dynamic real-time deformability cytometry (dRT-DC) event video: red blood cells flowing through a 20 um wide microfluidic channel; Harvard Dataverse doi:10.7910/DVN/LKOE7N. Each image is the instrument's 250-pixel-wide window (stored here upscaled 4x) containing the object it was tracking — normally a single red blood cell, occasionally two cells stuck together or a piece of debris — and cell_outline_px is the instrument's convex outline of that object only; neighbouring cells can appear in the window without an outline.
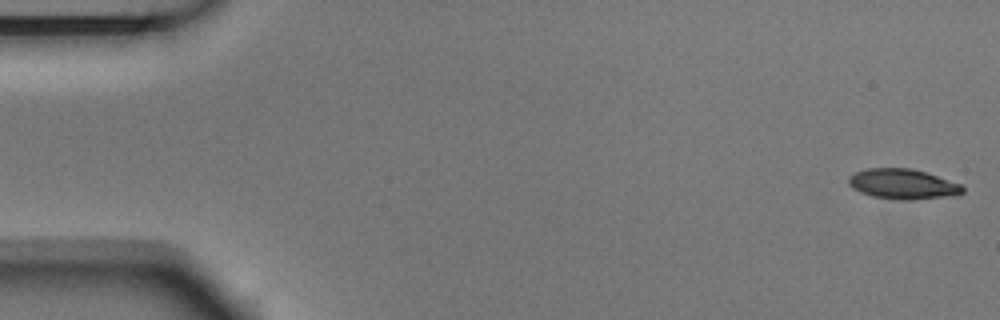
{"species": "Egyptian fruit bat (a non-hibernating species)", "species_latin": "Rousettus aegyptiacus", "temperature_condition": "room temperature", "stored_images_in_passage": 5, "camera_frame_rate_fps": 3000, "um_per_image_px": 0.085, "animal": {"sex": "male"}, "frame": {"image": 1, "passage_image": 1, "time_ms": 0.0, "image_size_px": [1000, 320], "cell_outline_px": [[964, 192], [956, 196], [908, 200], [904, 200], [872, 196], [860, 192], [852, 188], [848, 184], [848, 176], [856, 172], [868, 168], [912, 168], [960, 184], [964, 188]], "centroid_in_image_um": [76.73, 15.65], "position_along_channel_um": 8.3, "area_um2": 20.0}}
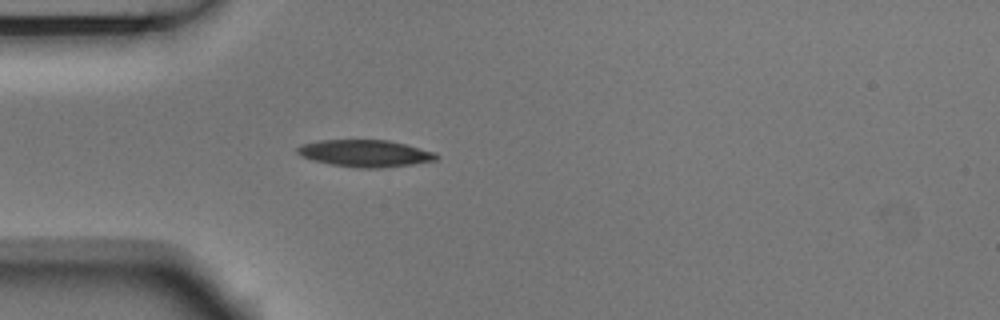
{"frame": {"image": 2, "passage_image": 5, "time_ms": 1.333, "image_size_px": [1000, 320], "cell_outline_px": [[440, 156], [436, 160], [412, 164], [384, 168], [356, 168], [328, 164], [312, 160], [300, 156], [296, 152], [296, 148], [300, 144], [320, 140], [388, 140], [436, 152]], "centroid_in_image_um": [31.0, 13.04], "position_along_channel_um": 54.0, "area_um2": 22.08}}